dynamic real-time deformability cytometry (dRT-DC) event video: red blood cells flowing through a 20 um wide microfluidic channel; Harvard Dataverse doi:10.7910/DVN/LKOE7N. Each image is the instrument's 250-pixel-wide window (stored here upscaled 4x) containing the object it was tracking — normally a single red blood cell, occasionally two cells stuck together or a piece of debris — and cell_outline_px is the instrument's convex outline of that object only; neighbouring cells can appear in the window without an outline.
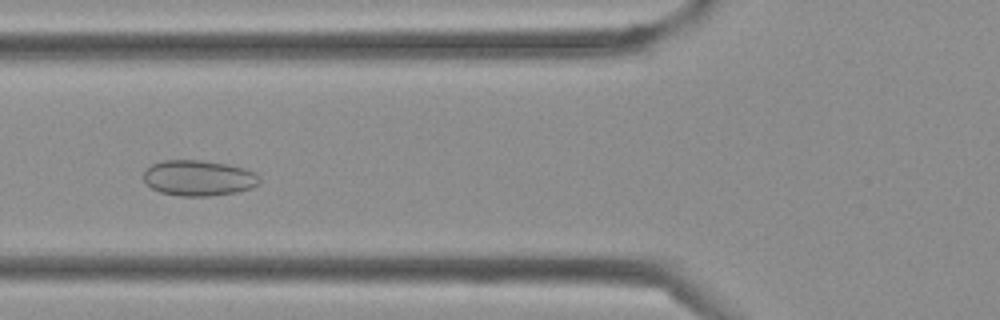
{"species": "Egyptian fruit bat (a non-hibernating species)", "species_latin": "Rousettus aegyptiacus", "temperature_condition": "cold", "stored_images_in_passage": 30, "camera_frame_rate_fps": 3000, "um_per_image_px": 0.085, "frame": {"image": 1, "passage_image": 4, "time_ms": 1.0, "image_size_px": [1000, 320], "cell_outline_px": [[260, 184], [252, 188], [236, 192], [212, 196], [180, 196], [160, 192], [152, 188], [144, 180], [144, 172], [152, 164], [164, 160], [200, 160], [228, 164], [244, 168], [256, 172], [260, 176]], "centroid_in_image_um": [16.93, 15.13], "position_along_channel_um": 108.9, "area_um2": 24.22}}
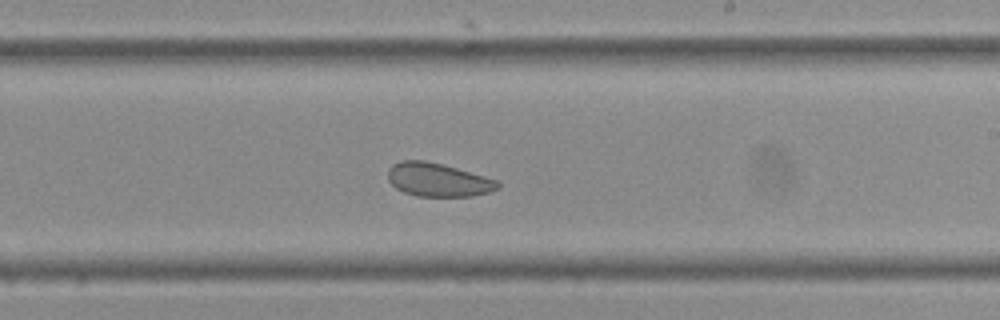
{"frame": {"image": 2, "passage_image": 13, "time_ms": 4.0, "image_size_px": [1000, 320], "cell_outline_px": [[500, 188], [492, 192], [472, 196], [416, 196], [404, 192], [396, 188], [388, 180], [388, 168], [392, 164], [400, 160], [424, 160], [456, 168], [484, 176], [496, 180], [500, 184]], "centroid_in_image_um": [37.22, 15.29], "position_along_channel_um": 251.8, "area_um2": 21.44}}
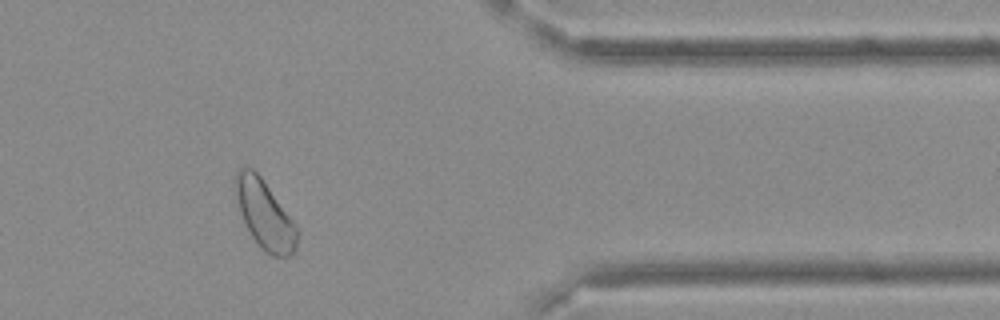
{"frame": {"image": 3, "passage_image": 23, "time_ms": 7.333, "image_size_px": [1000, 320], "cell_outline_px": [[296, 248], [288, 256], [272, 256], [252, 236], [244, 220], [232, 188], [232, 180], [236, 172], [240, 168], [252, 168], [260, 176], [296, 224]], "centroid_in_image_um": [22.45, 18.16], "position_along_channel_um": 388.9, "area_um2": 24.04}}